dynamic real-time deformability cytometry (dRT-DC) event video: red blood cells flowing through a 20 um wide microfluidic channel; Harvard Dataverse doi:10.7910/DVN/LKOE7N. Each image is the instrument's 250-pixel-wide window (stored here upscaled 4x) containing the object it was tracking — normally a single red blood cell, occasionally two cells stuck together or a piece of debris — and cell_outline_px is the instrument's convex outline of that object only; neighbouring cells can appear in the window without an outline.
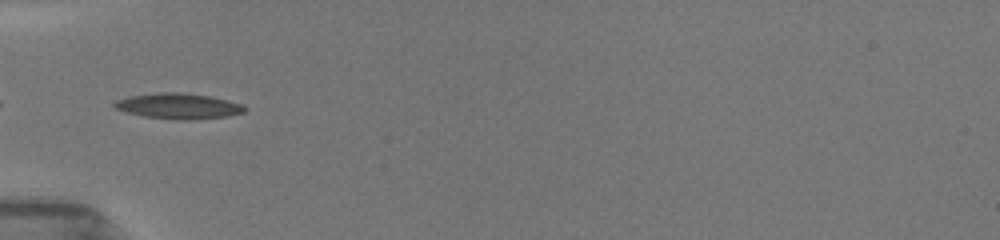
{"species": "common noctule bat (a hibernating species)", "species_latin": "Nyctalus noctula", "temperature_condition": "room temperature", "stored_images_in_passage": 38, "camera_frame_rate_fps": 3000, "um_per_image_px": 0.085, "animal": {"sex": "female", "body_mass_g": 19.5, "forearm_length_mm": 54.1}, "frame": {"image": 1, "passage_image": 1, "time_ms": 0.0, "image_size_px": [1000, 240], "cell_outline_px": [[248, 108], [244, 112], [228, 116], [184, 120], [144, 116], [128, 112], [116, 108], [112, 104], [116, 100], [128, 96], [160, 92], [180, 92], [212, 96], [228, 100], [240, 104]], "centroid_in_image_um": [15.18, 9.0], "position_along_channel_um": 69.8, "area_um2": 19.25}}
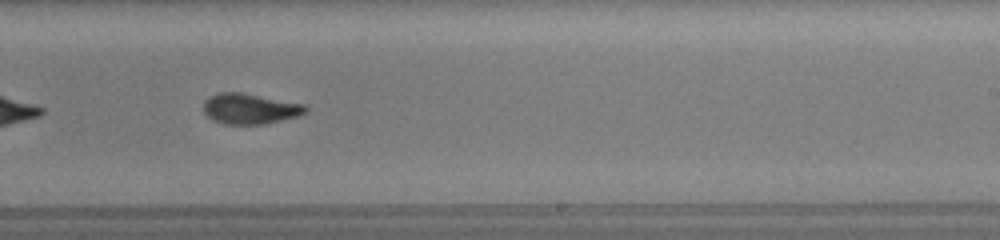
{"frame": {"image": 2, "passage_image": 17, "time_ms": 5.0, "image_size_px": [1000, 240], "cell_outline_px": [[308, 112], [300, 116], [264, 124], [224, 124], [212, 120], [204, 112], [204, 100], [208, 96], [216, 92], [240, 92], [304, 104], [308, 108]], "centroid_in_image_um": [21.24, 9.24], "position_along_channel_um": 267.8, "area_um2": 18.32}}
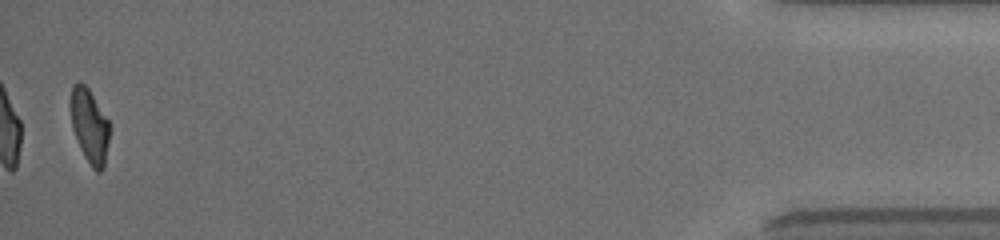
{"frame": {"image": 3, "passage_image": 36, "time_ms": 11.0, "image_size_px": [1000, 240], "cell_outline_px": [[112, 128], [104, 168], [100, 172], [96, 172], [92, 168], [80, 148], [72, 128], [72, 84], [76, 80], [80, 80], [88, 88], [112, 124]], "centroid_in_image_um": [7.68, 10.72], "position_along_channel_um": 427.5, "area_um2": 17.11}, "authors_computed_cell_mechanics": {"area_um2": 17.9469, "velocity_mm_per_s": 3.9819, "shape_relaxation_time_tau1_ms": 3.5925, "shape_relaxation_time_tau2_ms": 1.7977, "deformation_change_tau1": 0.1701, "deformation_change_tau2": 0.0799}}